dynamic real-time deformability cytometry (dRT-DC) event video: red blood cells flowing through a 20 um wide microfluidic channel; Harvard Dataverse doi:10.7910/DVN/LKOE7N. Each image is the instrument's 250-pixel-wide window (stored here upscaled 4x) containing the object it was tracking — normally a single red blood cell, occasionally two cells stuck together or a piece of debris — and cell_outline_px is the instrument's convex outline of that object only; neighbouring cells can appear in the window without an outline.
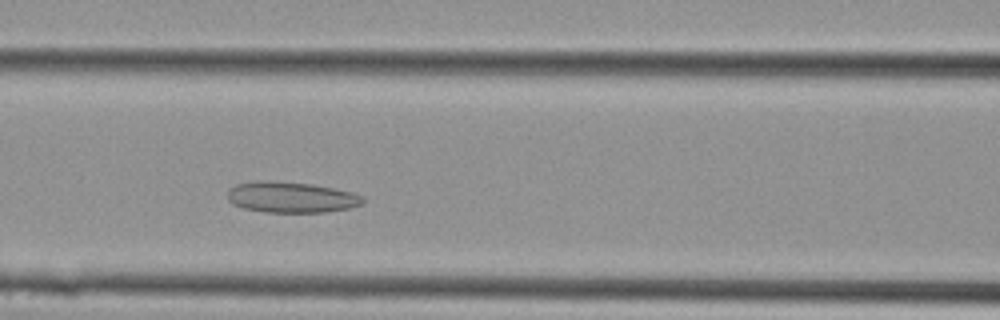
{"species": "Egyptian fruit bat (a non-hibernating species)", "species_latin": "Rousettus aegyptiacus", "temperature_condition": "cold", "stored_images_in_passage": 21, "camera_frame_rate_fps": 3000, "um_per_image_px": 0.085, "animal": {"sex": "female"}, "frame": {"image": 1, "passage_image": 7, "time_ms": 2.0, "image_size_px": [1000, 320], "cell_outline_px": [[364, 200], [360, 204], [348, 208], [324, 212], [264, 212], [244, 208], [232, 204], [228, 200], [228, 192], [236, 184], [256, 180], [268, 180], [312, 184], [352, 192], [364, 196]], "centroid_in_image_um": [24.73, 16.76], "position_along_channel_um": 141.9, "area_um2": 24.28}}
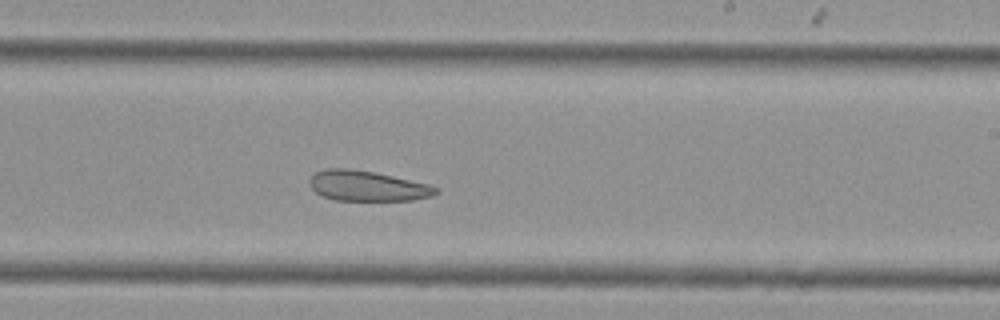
{"frame": {"image": 2, "passage_image": 12, "time_ms": 3.667, "image_size_px": [1000, 320], "cell_outline_px": [[440, 192], [432, 196], [412, 200], [336, 200], [324, 196], [316, 192], [308, 184], [308, 180], [316, 172], [324, 168], [348, 168], [372, 172], [392, 176], [428, 184], [440, 188]], "centroid_in_image_um": [31.22, 15.8], "position_along_channel_um": 257.8, "area_um2": 22.2}}
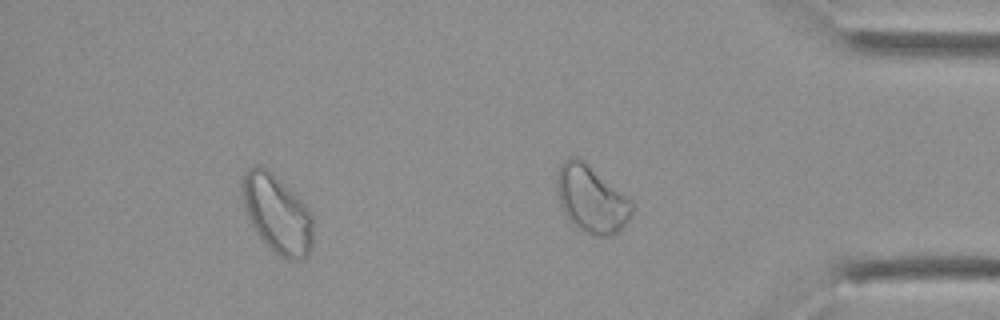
{"frame": {"image": 3, "passage_image": 18, "time_ms": 5.667, "image_size_px": [1000, 320], "cell_outline_px": [[312, 248], [300, 260], [288, 260], [280, 256], [260, 236], [252, 224], [248, 216], [240, 192], [240, 176], [248, 168], [260, 164], [268, 168], [312, 212]], "centroid_in_image_um": [23.52, 18.12], "position_along_channel_um": 411.7, "area_um2": 32.14}}